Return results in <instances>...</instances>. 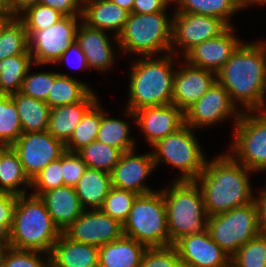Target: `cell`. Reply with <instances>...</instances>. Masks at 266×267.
Masks as SVG:
<instances>
[{"mask_svg":"<svg viewBox=\"0 0 266 267\" xmlns=\"http://www.w3.org/2000/svg\"><path fill=\"white\" fill-rule=\"evenodd\" d=\"M216 79L242 112L266 110V42H242Z\"/></svg>","mask_w":266,"mask_h":267,"instance_id":"cell-1","label":"cell"},{"mask_svg":"<svg viewBox=\"0 0 266 267\" xmlns=\"http://www.w3.org/2000/svg\"><path fill=\"white\" fill-rule=\"evenodd\" d=\"M251 170L235 161L228 152L206 161L195 180L200 187L209 216L228 212L254 201L249 180Z\"/></svg>","mask_w":266,"mask_h":267,"instance_id":"cell-2","label":"cell"},{"mask_svg":"<svg viewBox=\"0 0 266 267\" xmlns=\"http://www.w3.org/2000/svg\"><path fill=\"white\" fill-rule=\"evenodd\" d=\"M176 56H143L132 60L126 109L134 112L148 106L172 104Z\"/></svg>","mask_w":266,"mask_h":267,"instance_id":"cell-3","label":"cell"},{"mask_svg":"<svg viewBox=\"0 0 266 267\" xmlns=\"http://www.w3.org/2000/svg\"><path fill=\"white\" fill-rule=\"evenodd\" d=\"M61 233L40 197L31 192L17 196L10 230L11 248L50 254Z\"/></svg>","mask_w":266,"mask_h":267,"instance_id":"cell-4","label":"cell"},{"mask_svg":"<svg viewBox=\"0 0 266 267\" xmlns=\"http://www.w3.org/2000/svg\"><path fill=\"white\" fill-rule=\"evenodd\" d=\"M167 209L170 245L181 237L207 230L209 215L206 212L202 191L195 181H173L161 188Z\"/></svg>","mask_w":266,"mask_h":267,"instance_id":"cell-5","label":"cell"},{"mask_svg":"<svg viewBox=\"0 0 266 267\" xmlns=\"http://www.w3.org/2000/svg\"><path fill=\"white\" fill-rule=\"evenodd\" d=\"M167 12L153 14L129 13L117 36L120 52L133 56H157L171 53L173 15Z\"/></svg>","mask_w":266,"mask_h":267,"instance_id":"cell-6","label":"cell"},{"mask_svg":"<svg viewBox=\"0 0 266 267\" xmlns=\"http://www.w3.org/2000/svg\"><path fill=\"white\" fill-rule=\"evenodd\" d=\"M123 235L147 248L170 246L167 209L162 190L136 197L128 219L123 224Z\"/></svg>","mask_w":266,"mask_h":267,"instance_id":"cell-7","label":"cell"},{"mask_svg":"<svg viewBox=\"0 0 266 267\" xmlns=\"http://www.w3.org/2000/svg\"><path fill=\"white\" fill-rule=\"evenodd\" d=\"M197 140L193 128L184 124L152 146L155 166L163 163L179 169L181 175L175 181H195L207 161Z\"/></svg>","mask_w":266,"mask_h":267,"instance_id":"cell-8","label":"cell"},{"mask_svg":"<svg viewBox=\"0 0 266 267\" xmlns=\"http://www.w3.org/2000/svg\"><path fill=\"white\" fill-rule=\"evenodd\" d=\"M228 153L252 172L266 171V110L242 112Z\"/></svg>","mask_w":266,"mask_h":267,"instance_id":"cell-9","label":"cell"},{"mask_svg":"<svg viewBox=\"0 0 266 267\" xmlns=\"http://www.w3.org/2000/svg\"><path fill=\"white\" fill-rule=\"evenodd\" d=\"M212 240L232 257L240 247L259 235L258 211L255 201L208 218Z\"/></svg>","mask_w":266,"mask_h":267,"instance_id":"cell-10","label":"cell"},{"mask_svg":"<svg viewBox=\"0 0 266 267\" xmlns=\"http://www.w3.org/2000/svg\"><path fill=\"white\" fill-rule=\"evenodd\" d=\"M81 17L64 16L53 26L38 31H26L28 49L36 65L55 64L76 41Z\"/></svg>","mask_w":266,"mask_h":267,"instance_id":"cell-11","label":"cell"},{"mask_svg":"<svg viewBox=\"0 0 266 267\" xmlns=\"http://www.w3.org/2000/svg\"><path fill=\"white\" fill-rule=\"evenodd\" d=\"M170 15H173L171 53L175 59L181 48V55L185 56L196 45L219 36L229 27L218 17L175 11Z\"/></svg>","mask_w":266,"mask_h":267,"instance_id":"cell-12","label":"cell"},{"mask_svg":"<svg viewBox=\"0 0 266 267\" xmlns=\"http://www.w3.org/2000/svg\"><path fill=\"white\" fill-rule=\"evenodd\" d=\"M239 109V110H238ZM241 106L231 101L229 92L217 81L209 90L185 112V124L193 129L214 126L233 118L234 125L242 113Z\"/></svg>","mask_w":266,"mask_h":267,"instance_id":"cell-13","label":"cell"},{"mask_svg":"<svg viewBox=\"0 0 266 267\" xmlns=\"http://www.w3.org/2000/svg\"><path fill=\"white\" fill-rule=\"evenodd\" d=\"M11 147L17 153L24 172L31 181L66 151L65 144L48 131L23 133Z\"/></svg>","mask_w":266,"mask_h":267,"instance_id":"cell-14","label":"cell"},{"mask_svg":"<svg viewBox=\"0 0 266 267\" xmlns=\"http://www.w3.org/2000/svg\"><path fill=\"white\" fill-rule=\"evenodd\" d=\"M63 233L73 241L101 247L123 235V224L101 209H88Z\"/></svg>","mask_w":266,"mask_h":267,"instance_id":"cell-15","label":"cell"},{"mask_svg":"<svg viewBox=\"0 0 266 267\" xmlns=\"http://www.w3.org/2000/svg\"><path fill=\"white\" fill-rule=\"evenodd\" d=\"M123 111V115L131 120L134 118L151 146L185 124L184 112L173 104L148 106L134 112L125 108Z\"/></svg>","mask_w":266,"mask_h":267,"instance_id":"cell-16","label":"cell"},{"mask_svg":"<svg viewBox=\"0 0 266 267\" xmlns=\"http://www.w3.org/2000/svg\"><path fill=\"white\" fill-rule=\"evenodd\" d=\"M155 167L151 151L144 154H137L135 149L123 152L110 173L112 187L129 190L138 195L154 192L156 190L145 185L144 181L152 174Z\"/></svg>","mask_w":266,"mask_h":267,"instance_id":"cell-17","label":"cell"},{"mask_svg":"<svg viewBox=\"0 0 266 267\" xmlns=\"http://www.w3.org/2000/svg\"><path fill=\"white\" fill-rule=\"evenodd\" d=\"M173 245L181 262L192 267H231V257L212 240L208 230L181 237Z\"/></svg>","mask_w":266,"mask_h":267,"instance_id":"cell-18","label":"cell"},{"mask_svg":"<svg viewBox=\"0 0 266 267\" xmlns=\"http://www.w3.org/2000/svg\"><path fill=\"white\" fill-rule=\"evenodd\" d=\"M233 29L234 26H229L219 36L196 45L183 56L184 60L195 67L217 73L243 42Z\"/></svg>","mask_w":266,"mask_h":267,"instance_id":"cell-19","label":"cell"},{"mask_svg":"<svg viewBox=\"0 0 266 267\" xmlns=\"http://www.w3.org/2000/svg\"><path fill=\"white\" fill-rule=\"evenodd\" d=\"M184 63H179L182 68L175 70L172 99V104L183 112L197 102L217 81L216 73L190 65L185 60Z\"/></svg>","mask_w":266,"mask_h":267,"instance_id":"cell-20","label":"cell"},{"mask_svg":"<svg viewBox=\"0 0 266 267\" xmlns=\"http://www.w3.org/2000/svg\"><path fill=\"white\" fill-rule=\"evenodd\" d=\"M76 42L84 52L90 70L105 72L113 67L116 53L106 31L88 27L81 21Z\"/></svg>","mask_w":266,"mask_h":267,"instance_id":"cell-21","label":"cell"},{"mask_svg":"<svg viewBox=\"0 0 266 267\" xmlns=\"http://www.w3.org/2000/svg\"><path fill=\"white\" fill-rule=\"evenodd\" d=\"M129 12L119 7L110 0H83L82 1V22L88 27L111 31L114 34V47H118L117 36L122 31Z\"/></svg>","mask_w":266,"mask_h":267,"instance_id":"cell-22","label":"cell"},{"mask_svg":"<svg viewBox=\"0 0 266 267\" xmlns=\"http://www.w3.org/2000/svg\"><path fill=\"white\" fill-rule=\"evenodd\" d=\"M39 197L61 232L65 231L85 210L72 186H61L46 191Z\"/></svg>","mask_w":266,"mask_h":267,"instance_id":"cell-23","label":"cell"},{"mask_svg":"<svg viewBox=\"0 0 266 267\" xmlns=\"http://www.w3.org/2000/svg\"><path fill=\"white\" fill-rule=\"evenodd\" d=\"M99 247L79 243L63 232L50 253L51 267H98Z\"/></svg>","mask_w":266,"mask_h":267,"instance_id":"cell-24","label":"cell"},{"mask_svg":"<svg viewBox=\"0 0 266 267\" xmlns=\"http://www.w3.org/2000/svg\"><path fill=\"white\" fill-rule=\"evenodd\" d=\"M97 101V94L91 91L78 103L51 108L47 131L65 144L72 136L82 117Z\"/></svg>","mask_w":266,"mask_h":267,"instance_id":"cell-25","label":"cell"},{"mask_svg":"<svg viewBox=\"0 0 266 267\" xmlns=\"http://www.w3.org/2000/svg\"><path fill=\"white\" fill-rule=\"evenodd\" d=\"M146 250L143 244L122 235L99 247L98 267H140Z\"/></svg>","mask_w":266,"mask_h":267,"instance_id":"cell-26","label":"cell"},{"mask_svg":"<svg viewBox=\"0 0 266 267\" xmlns=\"http://www.w3.org/2000/svg\"><path fill=\"white\" fill-rule=\"evenodd\" d=\"M74 188L85 210L100 209L112 188L111 175L108 172L87 167Z\"/></svg>","mask_w":266,"mask_h":267,"instance_id":"cell-27","label":"cell"},{"mask_svg":"<svg viewBox=\"0 0 266 267\" xmlns=\"http://www.w3.org/2000/svg\"><path fill=\"white\" fill-rule=\"evenodd\" d=\"M28 188L31 189V180L25 174L17 153L11 146L3 144L0 156V192L20 196L29 194Z\"/></svg>","mask_w":266,"mask_h":267,"instance_id":"cell-28","label":"cell"},{"mask_svg":"<svg viewBox=\"0 0 266 267\" xmlns=\"http://www.w3.org/2000/svg\"><path fill=\"white\" fill-rule=\"evenodd\" d=\"M10 95L16 104L23 133L47 131L51 108L46 102L26 96L21 92Z\"/></svg>","mask_w":266,"mask_h":267,"instance_id":"cell-29","label":"cell"},{"mask_svg":"<svg viewBox=\"0 0 266 267\" xmlns=\"http://www.w3.org/2000/svg\"><path fill=\"white\" fill-rule=\"evenodd\" d=\"M80 81L68 74L54 72V82L46 99L48 106L56 108L82 101L92 89Z\"/></svg>","mask_w":266,"mask_h":267,"instance_id":"cell-30","label":"cell"},{"mask_svg":"<svg viewBox=\"0 0 266 267\" xmlns=\"http://www.w3.org/2000/svg\"><path fill=\"white\" fill-rule=\"evenodd\" d=\"M178 6L176 13H194L218 17L228 26H233L230 18L241 8L236 0H173Z\"/></svg>","mask_w":266,"mask_h":267,"instance_id":"cell-31","label":"cell"},{"mask_svg":"<svg viewBox=\"0 0 266 267\" xmlns=\"http://www.w3.org/2000/svg\"><path fill=\"white\" fill-rule=\"evenodd\" d=\"M33 64L31 54H18L0 60V94L19 92L26 73Z\"/></svg>","mask_w":266,"mask_h":267,"instance_id":"cell-32","label":"cell"},{"mask_svg":"<svg viewBox=\"0 0 266 267\" xmlns=\"http://www.w3.org/2000/svg\"><path fill=\"white\" fill-rule=\"evenodd\" d=\"M100 105L97 101L82 117L72 136L65 143L66 151L78 152L81 148L96 140L102 115L105 113Z\"/></svg>","mask_w":266,"mask_h":267,"instance_id":"cell-33","label":"cell"},{"mask_svg":"<svg viewBox=\"0 0 266 267\" xmlns=\"http://www.w3.org/2000/svg\"><path fill=\"white\" fill-rule=\"evenodd\" d=\"M121 119L102 115L101 125L96 140L103 144L128 152L135 149V138L130 136V125Z\"/></svg>","mask_w":266,"mask_h":267,"instance_id":"cell-34","label":"cell"},{"mask_svg":"<svg viewBox=\"0 0 266 267\" xmlns=\"http://www.w3.org/2000/svg\"><path fill=\"white\" fill-rule=\"evenodd\" d=\"M77 153L82 157L87 167L111 173L123 152L95 140L81 148Z\"/></svg>","mask_w":266,"mask_h":267,"instance_id":"cell-35","label":"cell"},{"mask_svg":"<svg viewBox=\"0 0 266 267\" xmlns=\"http://www.w3.org/2000/svg\"><path fill=\"white\" fill-rule=\"evenodd\" d=\"M23 134L19 113L11 95L0 94V142L11 146Z\"/></svg>","mask_w":266,"mask_h":267,"instance_id":"cell-36","label":"cell"},{"mask_svg":"<svg viewBox=\"0 0 266 267\" xmlns=\"http://www.w3.org/2000/svg\"><path fill=\"white\" fill-rule=\"evenodd\" d=\"M18 54H31L24 23L15 17L3 30L0 37V60Z\"/></svg>","mask_w":266,"mask_h":267,"instance_id":"cell-37","label":"cell"},{"mask_svg":"<svg viewBox=\"0 0 266 267\" xmlns=\"http://www.w3.org/2000/svg\"><path fill=\"white\" fill-rule=\"evenodd\" d=\"M231 267H266V238L258 235L240 247L231 257Z\"/></svg>","mask_w":266,"mask_h":267,"instance_id":"cell-38","label":"cell"},{"mask_svg":"<svg viewBox=\"0 0 266 267\" xmlns=\"http://www.w3.org/2000/svg\"><path fill=\"white\" fill-rule=\"evenodd\" d=\"M138 194L112 187L100 208L104 213L117 219L121 224L128 219L133 203Z\"/></svg>","mask_w":266,"mask_h":267,"instance_id":"cell-39","label":"cell"},{"mask_svg":"<svg viewBox=\"0 0 266 267\" xmlns=\"http://www.w3.org/2000/svg\"><path fill=\"white\" fill-rule=\"evenodd\" d=\"M63 17L59 11L39 3L28 8L18 18L24 23L26 31H38L53 26Z\"/></svg>","mask_w":266,"mask_h":267,"instance_id":"cell-40","label":"cell"},{"mask_svg":"<svg viewBox=\"0 0 266 267\" xmlns=\"http://www.w3.org/2000/svg\"><path fill=\"white\" fill-rule=\"evenodd\" d=\"M62 155L58 159L50 162L31 181L32 195L40 196L46 191L64 186L62 177ZM35 188V189H34Z\"/></svg>","mask_w":266,"mask_h":267,"instance_id":"cell-41","label":"cell"},{"mask_svg":"<svg viewBox=\"0 0 266 267\" xmlns=\"http://www.w3.org/2000/svg\"><path fill=\"white\" fill-rule=\"evenodd\" d=\"M31 68L32 67L30 66L19 92L26 96L46 102L47 96L54 82V72H35L31 74L29 73Z\"/></svg>","mask_w":266,"mask_h":267,"instance_id":"cell-42","label":"cell"},{"mask_svg":"<svg viewBox=\"0 0 266 267\" xmlns=\"http://www.w3.org/2000/svg\"><path fill=\"white\" fill-rule=\"evenodd\" d=\"M42 254L47 255L46 260L41 257ZM3 267H51L50 254L10 247L5 256Z\"/></svg>","mask_w":266,"mask_h":267,"instance_id":"cell-43","label":"cell"},{"mask_svg":"<svg viewBox=\"0 0 266 267\" xmlns=\"http://www.w3.org/2000/svg\"><path fill=\"white\" fill-rule=\"evenodd\" d=\"M181 262L174 245L147 248L140 267H176Z\"/></svg>","mask_w":266,"mask_h":267,"instance_id":"cell-44","label":"cell"},{"mask_svg":"<svg viewBox=\"0 0 266 267\" xmlns=\"http://www.w3.org/2000/svg\"><path fill=\"white\" fill-rule=\"evenodd\" d=\"M86 168V164L77 152L65 151L62 154V177L65 185L74 187Z\"/></svg>","mask_w":266,"mask_h":267,"instance_id":"cell-45","label":"cell"},{"mask_svg":"<svg viewBox=\"0 0 266 267\" xmlns=\"http://www.w3.org/2000/svg\"><path fill=\"white\" fill-rule=\"evenodd\" d=\"M83 0H41L40 4L59 11L64 16L81 17Z\"/></svg>","mask_w":266,"mask_h":267,"instance_id":"cell-46","label":"cell"},{"mask_svg":"<svg viewBox=\"0 0 266 267\" xmlns=\"http://www.w3.org/2000/svg\"><path fill=\"white\" fill-rule=\"evenodd\" d=\"M173 4V0H134L132 13L153 14L156 12H166Z\"/></svg>","mask_w":266,"mask_h":267,"instance_id":"cell-47","label":"cell"},{"mask_svg":"<svg viewBox=\"0 0 266 267\" xmlns=\"http://www.w3.org/2000/svg\"><path fill=\"white\" fill-rule=\"evenodd\" d=\"M72 56H73V59L75 58V60H76V62L74 64H76V65L78 64V66L75 65L76 67L73 65L72 68L75 67L78 69H83V71L85 69H89L85 54L80 49V46L76 41L60 56V58L57 60V62L55 64L59 65V63H62L65 61L68 63V66H70V63L72 62V60H70V58Z\"/></svg>","mask_w":266,"mask_h":267,"instance_id":"cell-48","label":"cell"},{"mask_svg":"<svg viewBox=\"0 0 266 267\" xmlns=\"http://www.w3.org/2000/svg\"><path fill=\"white\" fill-rule=\"evenodd\" d=\"M258 211L259 235L266 238V187L254 198Z\"/></svg>","mask_w":266,"mask_h":267,"instance_id":"cell-49","label":"cell"},{"mask_svg":"<svg viewBox=\"0 0 266 267\" xmlns=\"http://www.w3.org/2000/svg\"><path fill=\"white\" fill-rule=\"evenodd\" d=\"M17 195L0 192V218H13Z\"/></svg>","mask_w":266,"mask_h":267,"instance_id":"cell-50","label":"cell"},{"mask_svg":"<svg viewBox=\"0 0 266 267\" xmlns=\"http://www.w3.org/2000/svg\"><path fill=\"white\" fill-rule=\"evenodd\" d=\"M41 0H7L9 12L15 17H19L28 8L40 3Z\"/></svg>","mask_w":266,"mask_h":267,"instance_id":"cell-51","label":"cell"},{"mask_svg":"<svg viewBox=\"0 0 266 267\" xmlns=\"http://www.w3.org/2000/svg\"><path fill=\"white\" fill-rule=\"evenodd\" d=\"M13 218H0V243L10 245Z\"/></svg>","mask_w":266,"mask_h":267,"instance_id":"cell-52","label":"cell"},{"mask_svg":"<svg viewBox=\"0 0 266 267\" xmlns=\"http://www.w3.org/2000/svg\"><path fill=\"white\" fill-rule=\"evenodd\" d=\"M15 18L11 13H0V37L6 26Z\"/></svg>","mask_w":266,"mask_h":267,"instance_id":"cell-53","label":"cell"},{"mask_svg":"<svg viewBox=\"0 0 266 267\" xmlns=\"http://www.w3.org/2000/svg\"><path fill=\"white\" fill-rule=\"evenodd\" d=\"M110 1L117 4L119 7L125 9L129 13H132L134 0H110Z\"/></svg>","mask_w":266,"mask_h":267,"instance_id":"cell-54","label":"cell"},{"mask_svg":"<svg viewBox=\"0 0 266 267\" xmlns=\"http://www.w3.org/2000/svg\"><path fill=\"white\" fill-rule=\"evenodd\" d=\"M238 6L243 10V8L245 9L246 7H248L249 5L252 6V4L255 5H266V0H236Z\"/></svg>","mask_w":266,"mask_h":267,"instance_id":"cell-55","label":"cell"},{"mask_svg":"<svg viewBox=\"0 0 266 267\" xmlns=\"http://www.w3.org/2000/svg\"><path fill=\"white\" fill-rule=\"evenodd\" d=\"M11 246L0 243V267H3L5 256Z\"/></svg>","mask_w":266,"mask_h":267,"instance_id":"cell-56","label":"cell"},{"mask_svg":"<svg viewBox=\"0 0 266 267\" xmlns=\"http://www.w3.org/2000/svg\"><path fill=\"white\" fill-rule=\"evenodd\" d=\"M0 13H10L7 6V0H0Z\"/></svg>","mask_w":266,"mask_h":267,"instance_id":"cell-57","label":"cell"},{"mask_svg":"<svg viewBox=\"0 0 266 267\" xmlns=\"http://www.w3.org/2000/svg\"><path fill=\"white\" fill-rule=\"evenodd\" d=\"M176 267H192V266H190L189 264L180 262Z\"/></svg>","mask_w":266,"mask_h":267,"instance_id":"cell-58","label":"cell"}]
</instances>
